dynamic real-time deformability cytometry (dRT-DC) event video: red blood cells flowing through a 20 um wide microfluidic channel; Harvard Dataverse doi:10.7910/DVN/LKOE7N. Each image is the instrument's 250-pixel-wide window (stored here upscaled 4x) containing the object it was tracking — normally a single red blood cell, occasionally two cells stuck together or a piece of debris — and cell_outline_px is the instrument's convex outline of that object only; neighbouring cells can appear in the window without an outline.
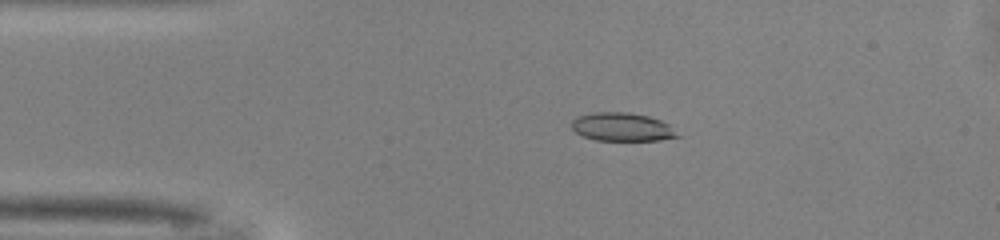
{"species": "common noctule bat (a hibernating species)", "species_latin": "Nyctalus noctula", "temperature_condition": "warm", "stored_images_in_passage": 48, "camera_frame_rate_fps": 3000, "um_per_image_px": 0.085, "animal": {"sex": "male", "body_mass_g": 13.0, "forearm_length_mm": 53.1}, "frame": {"image": 1, "passage_image": 9, "time_ms": 2.667, "image_size_px": [1000, 240], "cell_outline_px": [[684, 136], [660, 140], [596, 140], [584, 136], [576, 132], [572, 128], [572, 120], [576, 116], [592, 112], [628, 112], [648, 116], [660, 120], [668, 124]], "centroid_in_image_um": [52.91, 10.79], "position_along_channel_um": 32.1, "area_um2": 17.63}}
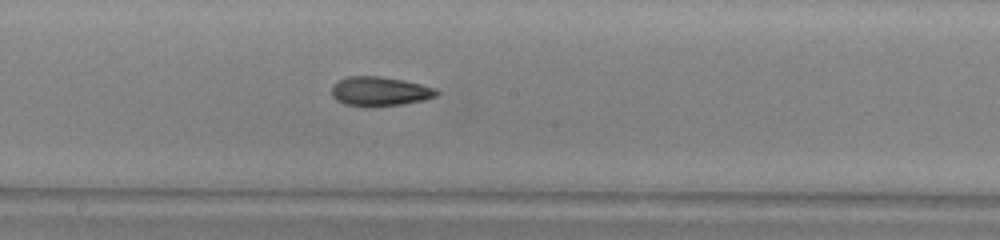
{"frame": {"image": 2, "passage_image": 25, "time_ms": 8.0, "image_size_px": [1000, 240], "cell_outline_px": [[440, 92], [436, 96], [424, 100], [400, 104], [372, 108], [344, 104], [336, 100], [332, 96], [332, 84], [336, 80], [348, 76], [380, 76], [404, 80], [436, 88]], "centroid_in_image_um": [32.25, 7.77], "position_along_channel_um": 216.0, "area_um2": 18.26}}
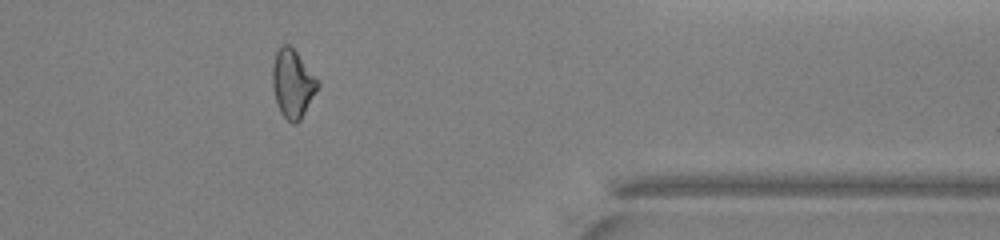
{"frame": {"image": 3, "passage_image": 39, "time_ms": 12.667, "image_size_px": [1000, 240], "cell_outline_px": [[320, 84], [300, 120], [296, 124], [292, 124], [280, 112], [276, 100], [272, 84], [272, 64], [276, 52], [284, 44], [288, 44], [296, 52], [320, 80]], "centroid_in_image_um": [24.88, 7.1], "position_along_channel_um": 386.5, "area_um2": 17.86}, "authors_computed_cell_mechanics": {"area_um2": 17.9758, "velocity_mm_per_s": 4.1628, "shape_relaxation_time_tau1_ms": 6.1274, "shape_relaxation_time_tau2_ms": 3.466, "deformation_change_tau1": 0.1706, "deformation_change_tau2": 0.1006}}